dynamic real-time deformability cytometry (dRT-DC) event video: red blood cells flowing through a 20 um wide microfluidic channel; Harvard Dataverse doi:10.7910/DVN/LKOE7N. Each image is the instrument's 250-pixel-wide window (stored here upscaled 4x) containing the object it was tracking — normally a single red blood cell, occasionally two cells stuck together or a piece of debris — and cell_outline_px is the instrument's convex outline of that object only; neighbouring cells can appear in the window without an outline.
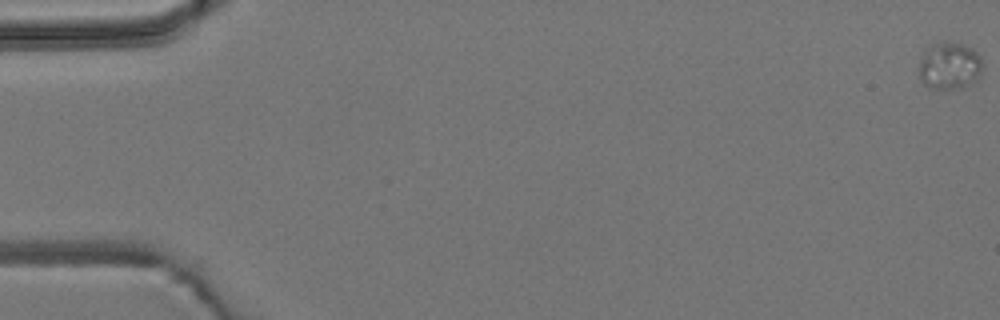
{"species": "common noctule bat (a hibernating species)", "species_latin": "Nyctalus noctula", "temperature_condition": "room temperature", "stored_images_in_passage": 5, "camera_frame_rate_fps": 3000, "um_per_image_px": 0.085, "animal": {"sex": "male", "body_mass_g": 19.2, "forearm_length_mm": 51.8}, "frame": {"image": 1, "passage_image": 1, "time_ms": 0.0, "image_size_px": [1000, 320], "cell_outline_px": [[984, 68], [980, 76], [976, 80], [960, 88], [928, 88], [920, 80], [920, 60], [924, 48], [940, 40], [948, 40], [964, 44], [972, 48], [980, 56]], "centroid_in_image_um": [80.71, 5.54], "position_along_channel_um": 4.3, "area_um2": 17.98}}
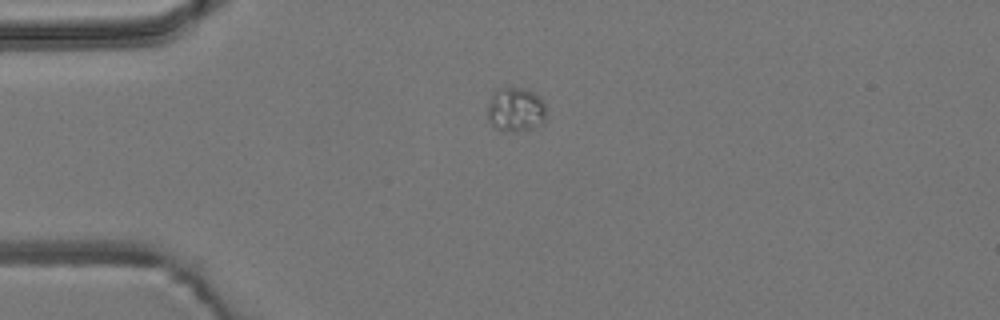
{"frame": {"image": 2, "passage_image": 5, "time_ms": 1.333, "image_size_px": [1000, 320], "cell_outline_px": [[544, 120], [532, 128], [516, 132], [504, 132], [496, 128], [492, 124], [488, 116], [488, 104], [496, 88], [524, 88], [536, 92], [544, 100]], "centroid_in_image_um": [43.83, 9.3], "position_along_channel_um": 41.2, "area_um2": 15.14}}